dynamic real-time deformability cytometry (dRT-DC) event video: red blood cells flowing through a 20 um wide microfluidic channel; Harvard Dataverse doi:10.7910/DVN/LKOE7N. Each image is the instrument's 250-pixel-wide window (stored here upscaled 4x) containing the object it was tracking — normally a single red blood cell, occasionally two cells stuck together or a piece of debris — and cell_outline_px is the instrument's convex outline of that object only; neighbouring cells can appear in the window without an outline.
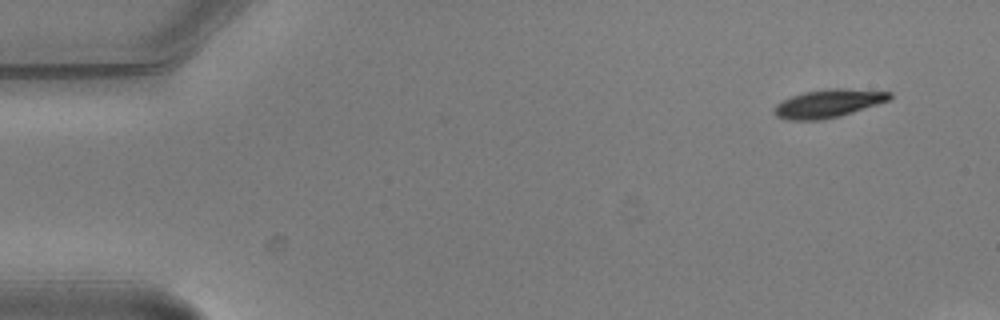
{"species": "common noctule bat (a hibernating species)", "species_latin": "Nyctalus noctula", "temperature_condition": "warm", "stored_images_in_passage": 4, "camera_frame_rate_fps": 3000, "um_per_image_px": 0.085, "animal": {"sex": "male", "body_mass_g": 20.5, "forearm_length_mm": 52.5}, "frame": {"image": 1, "passage_image": 1, "time_ms": 0.0, "image_size_px": [1000, 320], "cell_outline_px": [[892, 96], [888, 100], [840, 116], [820, 120], [788, 120], [776, 116], [776, 104], [792, 96], [804, 92], [836, 88], [840, 88], [892, 92]], "centroid_in_image_um": [70.41, 8.79], "position_along_channel_um": 14.6, "area_um2": 18.44}}